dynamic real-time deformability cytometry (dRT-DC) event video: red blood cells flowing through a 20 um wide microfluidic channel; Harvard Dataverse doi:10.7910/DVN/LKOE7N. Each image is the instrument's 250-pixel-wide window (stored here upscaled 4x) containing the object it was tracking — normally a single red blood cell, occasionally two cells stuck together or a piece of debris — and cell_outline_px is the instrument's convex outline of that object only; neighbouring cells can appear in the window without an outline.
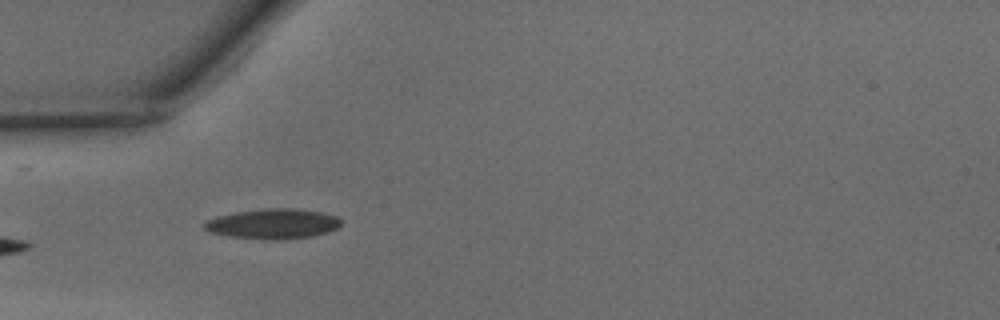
{"species": "common noctule bat (a hibernating species)", "species_latin": "Nyctalus noctula", "temperature_condition": "warm", "stored_images_in_passage": 22, "camera_frame_rate_fps": 3000, "um_per_image_px": 0.085, "animal": {"sex": "male", "body_mass_g": 15.6}, "frame": {"image": 1, "passage_image": 1, "time_ms": 0.0, "image_size_px": [1000, 320], "cell_outline_px": [[340, 224], [336, 228], [328, 232], [312, 236], [284, 240], [264, 240], [228, 236], [208, 232], [204, 228], [204, 220], [216, 216], [236, 212], [264, 208], [296, 208], [324, 212], [336, 216], [340, 220]], "centroid_in_image_um": [23.17, 19.02], "position_along_channel_um": 61.8, "area_um2": 24.33}}